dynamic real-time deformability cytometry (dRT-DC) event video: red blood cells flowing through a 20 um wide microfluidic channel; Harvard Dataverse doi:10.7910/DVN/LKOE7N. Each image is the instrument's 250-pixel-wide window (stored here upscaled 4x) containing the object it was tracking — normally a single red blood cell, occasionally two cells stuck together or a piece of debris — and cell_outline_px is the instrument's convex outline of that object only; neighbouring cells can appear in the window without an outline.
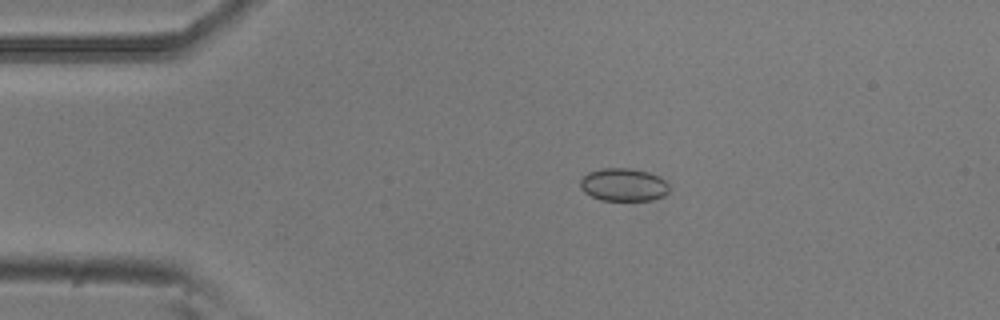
{"species": "common noctule bat (a hibernating species)", "species_latin": "Nyctalus noctula", "temperature_condition": "room temperature", "stored_images_in_passage": 4, "camera_frame_rate_fps": 3000, "um_per_image_px": 0.085, "animal": {"sex": "male", "body_mass_g": 20.5, "forearm_length_mm": 52.5}, "frame": {"image": 1, "passage_image": 3, "time_ms": 0.667, "image_size_px": [1000, 320], "cell_outline_px": [[668, 192], [664, 196], [652, 200], [600, 200], [584, 192], [580, 188], [580, 180], [588, 172], [600, 168], [628, 168], [648, 172], [664, 180], [668, 184]], "centroid_in_image_um": [52.97, 15.7], "position_along_channel_um": 32.0, "area_um2": 16.99}}